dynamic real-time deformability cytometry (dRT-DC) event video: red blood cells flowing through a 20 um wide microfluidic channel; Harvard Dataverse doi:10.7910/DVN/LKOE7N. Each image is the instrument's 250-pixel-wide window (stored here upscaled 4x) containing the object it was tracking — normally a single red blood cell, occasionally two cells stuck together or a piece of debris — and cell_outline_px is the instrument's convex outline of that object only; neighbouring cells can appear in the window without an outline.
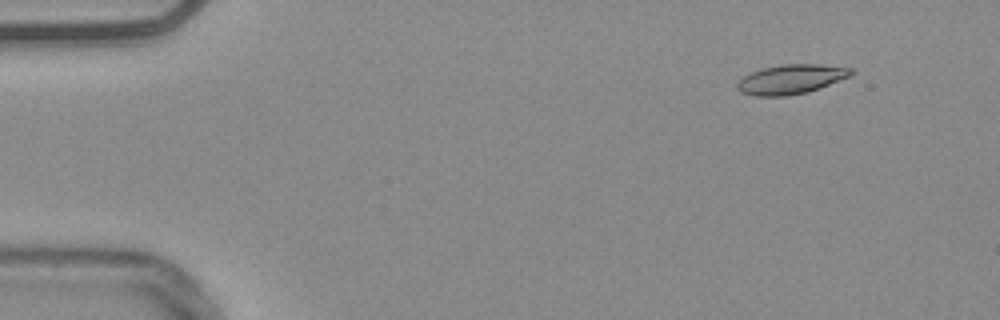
{"species": "common noctule bat (a hibernating species)", "species_latin": "Nyctalus noctula", "temperature_condition": "warm", "stored_images_in_passage": 10, "camera_frame_rate_fps": 3000, "um_per_image_px": 0.085, "animal": {"sex": "male", "body_mass_g": 20.4}, "frame": {"image": 1, "passage_image": 4, "time_ms": 1.0, "image_size_px": [1000, 320], "cell_outline_px": [[856, 72], [852, 76], [820, 88], [808, 92], [788, 96], [756, 96], [740, 92], [736, 88], [736, 84], [744, 76], [760, 68], [780, 64], [816, 64], [852, 68]], "centroid_in_image_um": [67.26, 6.73], "position_along_channel_um": 17.7, "area_um2": 19.83}}